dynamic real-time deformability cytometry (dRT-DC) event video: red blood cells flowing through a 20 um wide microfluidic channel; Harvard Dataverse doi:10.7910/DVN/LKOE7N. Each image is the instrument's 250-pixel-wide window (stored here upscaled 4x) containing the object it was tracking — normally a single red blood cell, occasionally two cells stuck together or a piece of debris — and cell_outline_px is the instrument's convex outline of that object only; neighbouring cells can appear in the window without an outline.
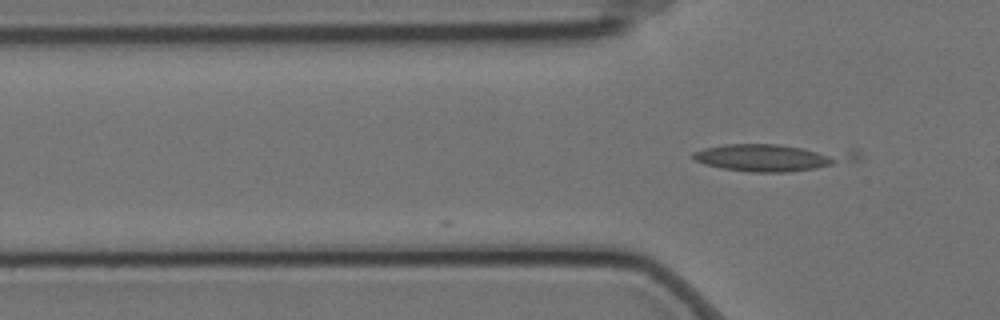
{"species": "Egyptian fruit bat (a non-hibernating species)", "species_latin": "Rousettus aegyptiacus", "temperature_condition": "cold", "stored_images_in_passage": 5, "camera_frame_rate_fps": 3000, "um_per_image_px": 0.085, "animal": {"sex": "female"}, "frame": {"image": 1, "passage_image": 3, "time_ms": 0.667, "image_size_px": [1000, 320], "cell_outline_px": [[860, 160], [816, 168], [788, 172], [752, 172], [720, 168], [704, 164], [692, 160], [692, 152], [704, 148], [724, 144], [776, 144], [860, 148]], "centroid_in_image_um": [65.79, 13.35], "position_along_channel_um": 60.0, "area_um2": 26.99}}